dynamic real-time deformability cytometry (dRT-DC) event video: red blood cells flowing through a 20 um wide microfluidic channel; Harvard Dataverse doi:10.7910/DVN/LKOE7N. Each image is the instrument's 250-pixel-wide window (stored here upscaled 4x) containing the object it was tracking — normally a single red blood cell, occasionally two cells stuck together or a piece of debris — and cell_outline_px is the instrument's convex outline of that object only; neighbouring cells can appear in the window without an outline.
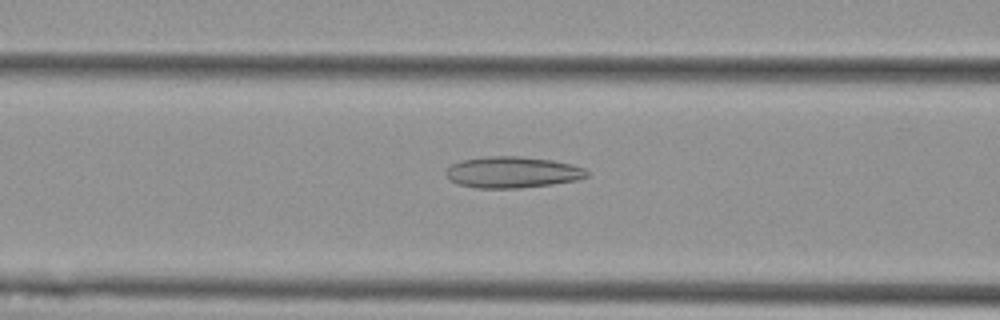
{"species": "Egyptian fruit bat (a non-hibernating species)", "species_latin": "Rousettus aegyptiacus", "temperature_condition": "cold", "stored_images_in_passage": 38, "camera_frame_rate_fps": 3000, "um_per_image_px": 0.085, "animal": {"sex": "female"}, "frame": {"image": 1, "passage_image": 5, "time_ms": 1.333, "image_size_px": [1000, 320], "cell_outline_px": [[588, 176], [580, 180], [552, 184], [520, 188], [476, 188], [456, 184], [448, 180], [444, 172], [452, 164], [460, 160], [488, 156], [520, 156], [552, 160], [572, 164], [584, 168], [588, 172]], "centroid_in_image_um": [43.54, 14.64], "position_along_channel_um": 123.1, "area_um2": 26.01}}
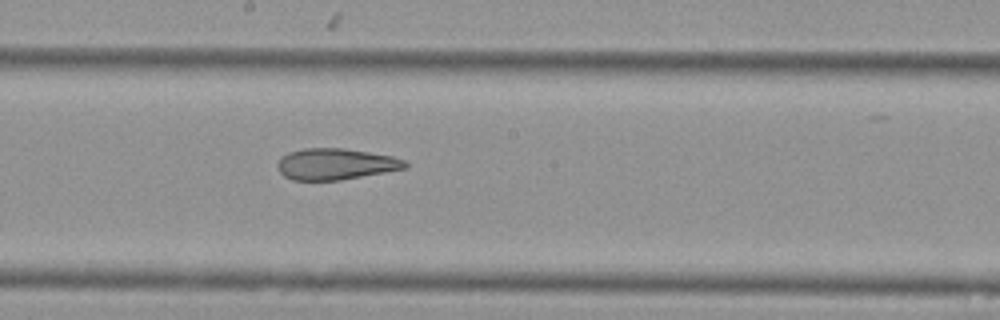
{"frame": {"image": 2, "passage_image": 13, "time_ms": 4.0, "image_size_px": [1000, 320], "cell_outline_px": [[408, 168], [340, 180], [292, 180], [284, 176], [276, 168], [276, 164], [280, 156], [288, 152], [304, 148], [344, 148], [392, 156], [404, 160], [408, 164]], "centroid_in_image_um": [28.49, 13.94], "position_along_channel_um": 219.7, "area_um2": 23.41}}
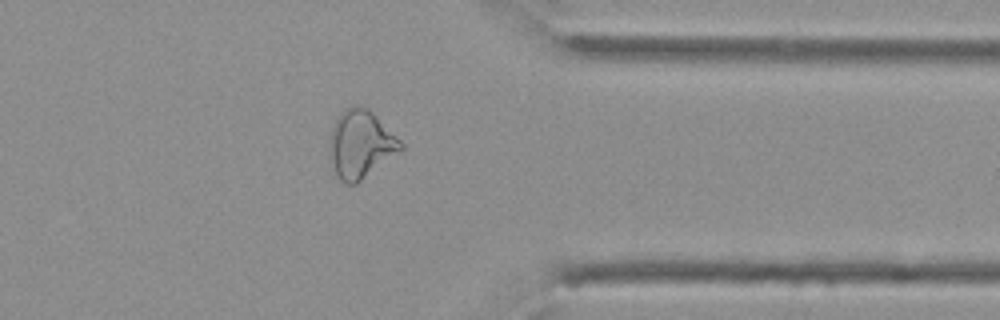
{"frame": {"image": 3, "passage_image": 27, "time_ms": 8.667, "image_size_px": [1000, 320], "cell_outline_px": [[404, 148], [400, 152], [356, 184], [344, 184], [336, 176], [328, 160], [328, 140], [332, 124], [344, 108], [356, 104], [360, 104], [368, 108], [404, 144]], "centroid_in_image_um": [30.59, 12.27], "position_along_channel_um": 380.8, "area_um2": 28.84}}